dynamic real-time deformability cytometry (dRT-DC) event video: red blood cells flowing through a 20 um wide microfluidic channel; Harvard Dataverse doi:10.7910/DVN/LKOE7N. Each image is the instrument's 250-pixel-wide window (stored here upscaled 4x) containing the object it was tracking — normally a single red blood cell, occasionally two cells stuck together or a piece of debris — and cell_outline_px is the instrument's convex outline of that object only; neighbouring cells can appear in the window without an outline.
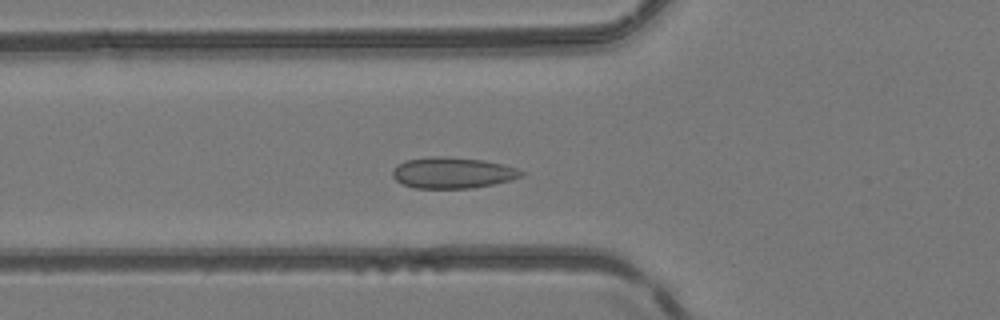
{"species": "common noctule bat (a hibernating species)", "species_latin": "Nyctalus noctula", "temperature_condition": "room temperature", "stored_images_in_passage": 46, "camera_frame_rate_fps": 3000, "um_per_image_px": 0.085, "animal": {"sex": "female", "body_mass_g": 24.6, "forearm_length_mm": 56.2}, "frame": {"image": 1, "passage_image": 14, "time_ms": 4.333, "image_size_px": [1000, 320], "cell_outline_px": [[528, 172], [524, 176], [512, 180], [472, 188], [416, 188], [404, 184], [396, 180], [392, 176], [392, 168], [396, 164], [404, 160], [432, 156], [444, 156], [484, 160], [504, 164]], "centroid_in_image_um": [38.49, 14.67], "position_along_channel_um": 87.3, "area_um2": 23.64}}
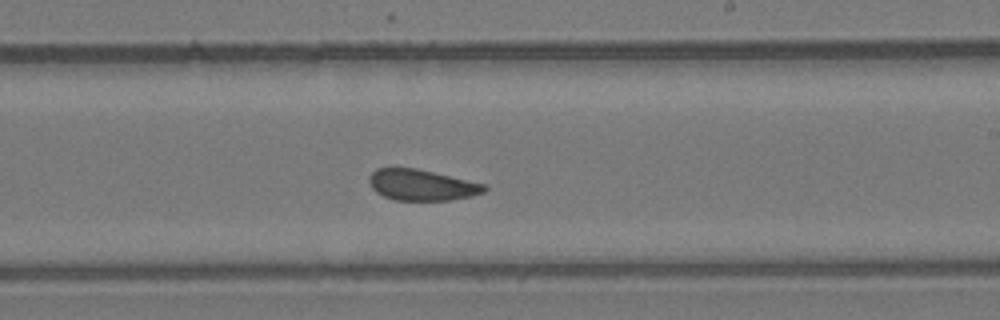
{"frame": {"image": 2, "passage_image": 26, "time_ms": 8.333, "image_size_px": [1000, 320], "cell_outline_px": [[488, 188], [484, 192], [472, 196], [452, 200], [392, 200], [376, 192], [372, 188], [368, 180], [368, 176], [376, 168], [416, 168], [488, 184]], "centroid_in_image_um": [35.87, 15.72], "position_along_channel_um": 253.1, "area_um2": 21.04}}
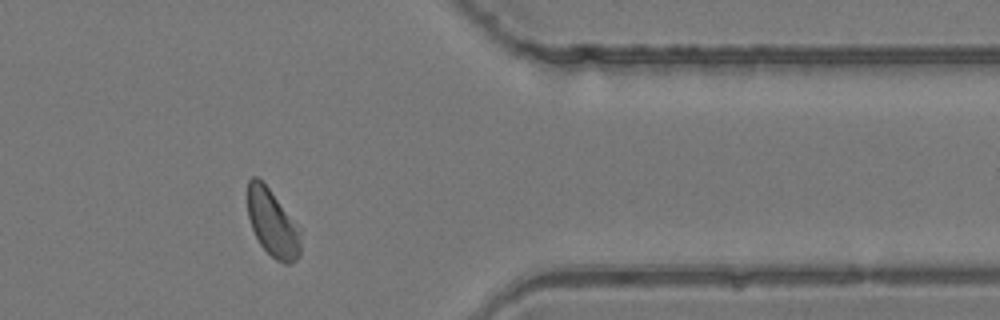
{"frame": {"image": 3, "passage_image": 37, "time_ms": 12.0, "image_size_px": [1000, 320], "cell_outline_px": [[300, 252], [296, 260], [292, 264], [284, 264], [276, 260], [260, 244], [252, 228], [248, 216], [248, 180], [252, 176], [256, 176], [268, 188], [292, 224], [296, 232], [300, 244]], "centroid_in_image_um": [23.08, 19.01], "position_along_channel_um": 388.3, "area_um2": 19.36}, "authors_computed_cell_mechanics": {"area_um2": 21.9062, "velocity_mm_per_s": 4.1422, "shape_relaxation_time_tau1_ms": 5.137, "shape_relaxation_time_tau2_ms": 1.1706, "deformation_change_tau1": 0.0958, "deformation_change_tau2": 0.0461}}